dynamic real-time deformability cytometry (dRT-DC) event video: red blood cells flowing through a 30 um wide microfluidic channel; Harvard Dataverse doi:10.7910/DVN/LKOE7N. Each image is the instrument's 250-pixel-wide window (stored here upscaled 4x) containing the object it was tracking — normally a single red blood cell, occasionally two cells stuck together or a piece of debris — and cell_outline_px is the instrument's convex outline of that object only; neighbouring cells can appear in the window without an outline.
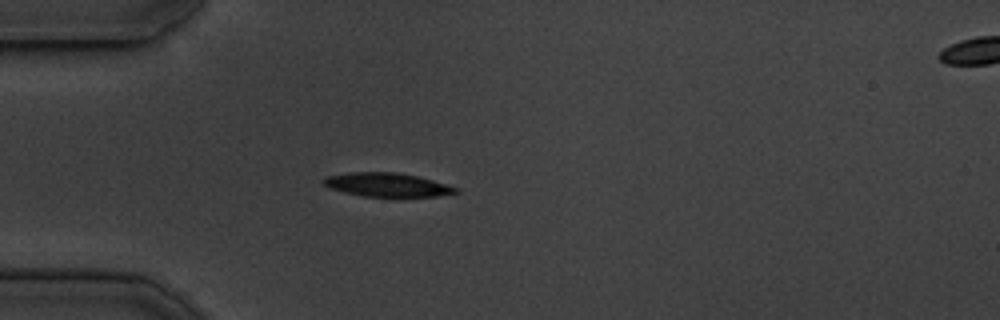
{"species": "common noctule bat (a hibernating species)", "species_latin": "Nyctalus noctula", "temperature_condition": "cold", "stored_images_in_passage": 40, "camera_frame_rate_fps": 3000, "um_per_image_px": 0.085, "animal": {"sex": "male", "body_mass_g": 19.5, "forearm_length_mm": 54.6}, "frame": {"image": 1, "passage_image": 1, "time_ms": 0.0, "image_size_px": [1000, 320], "cell_outline_px": [[460, 192], [436, 196], [396, 200], [364, 196], [344, 192], [328, 188], [320, 180], [324, 176], [348, 172], [396, 172], [416, 176], [432, 180], [456, 188]], "centroid_in_image_um": [32.86, 15.75], "position_along_channel_um": 52.1, "area_um2": 19.19}}
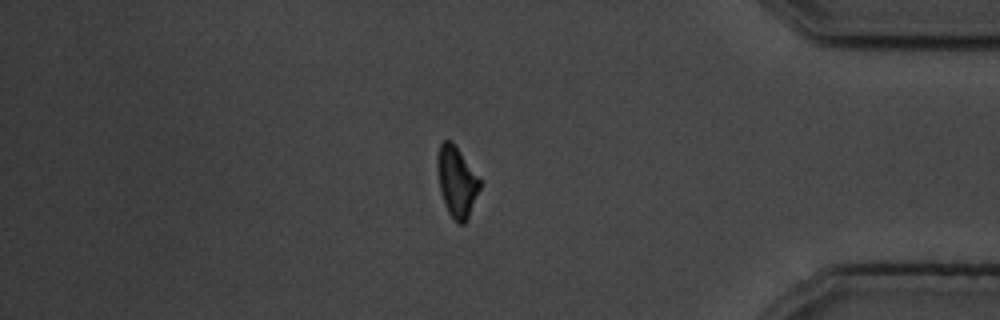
{"frame": {"image": 2, "passage_image": 32, "time_ms": 10.333, "image_size_px": [1000, 320], "cell_outline_px": [[480, 188], [468, 220], [464, 224], [460, 224], [448, 212], [444, 204], [440, 188], [436, 164], [436, 156], [440, 144], [444, 140], [452, 140], [480, 180]], "centroid_in_image_um": [38.8, 15.43], "position_along_channel_um": 396.4, "area_um2": 17.34}}
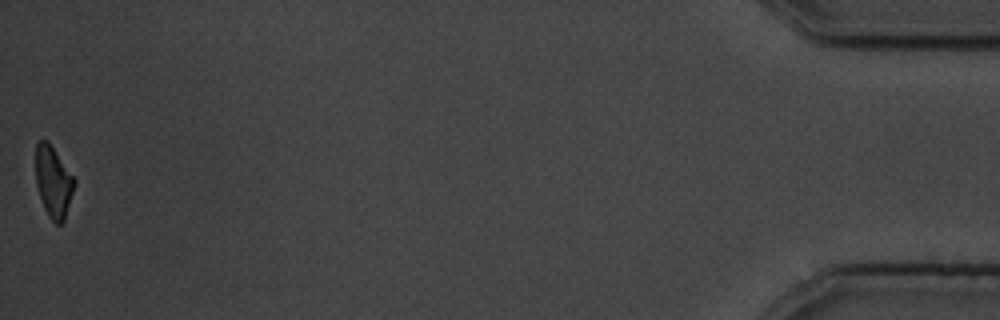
{"frame": {"image": 3, "passage_image": 40, "time_ms": 13.0, "image_size_px": [1000, 320], "cell_outline_px": [[76, 184], [64, 220], [60, 224], [56, 224], [48, 216], [44, 208], [36, 184], [36, 144], [40, 140], [48, 140], [76, 180]], "centroid_in_image_um": [4.54, 15.45], "position_along_channel_um": 430.7, "area_um2": 16.01}, "authors_computed_cell_mechanics": {"area_um2": 18.6116, "velocity_mm_per_s": 3.71, "shape_relaxation_time_tau1_ms": 2.2332, "shape_relaxation_time_tau2_ms": null, "deformation_change_tau1": 0.1142, "deformation_change_tau2": null}}